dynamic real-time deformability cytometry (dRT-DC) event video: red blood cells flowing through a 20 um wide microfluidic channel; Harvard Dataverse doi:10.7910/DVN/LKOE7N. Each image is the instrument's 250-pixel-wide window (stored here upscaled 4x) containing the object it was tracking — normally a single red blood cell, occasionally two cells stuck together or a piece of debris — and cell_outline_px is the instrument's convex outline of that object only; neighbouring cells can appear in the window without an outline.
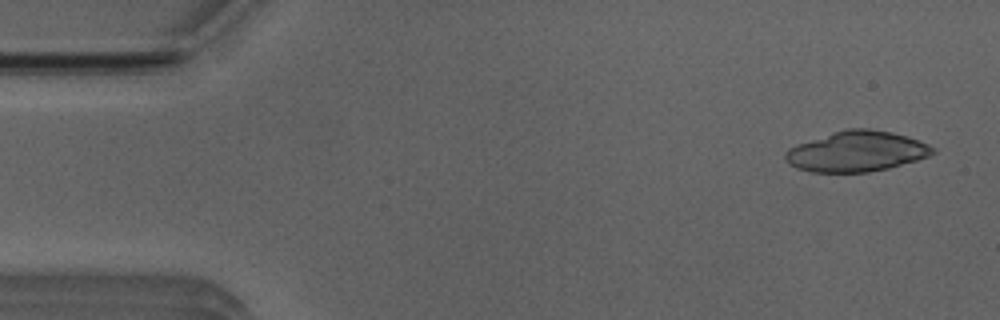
{"species": "Egyptian fruit bat (a non-hibernating species)", "species_latin": "Rousettus aegyptiacus", "temperature_condition": "room temperature", "stored_images_in_passage": 50, "camera_frame_rate_fps": 3000, "um_per_image_px": 0.085, "animal": {"sex": "male"}, "frame": {"image": 1, "passage_image": 2, "time_ms": 0.333, "image_size_px": [1000, 320], "cell_outline_px": [[936, 152], [928, 156], [916, 160], [888, 168], [868, 172], [812, 172], [796, 168], [788, 164], [784, 160], [784, 152], [788, 148], [832, 132], [848, 128], [868, 128], [892, 132], [908, 136], [928, 144], [936, 148]], "centroid_in_image_um": [72.8, 12.87], "position_along_channel_um": 12.2, "area_um2": 34.8}}
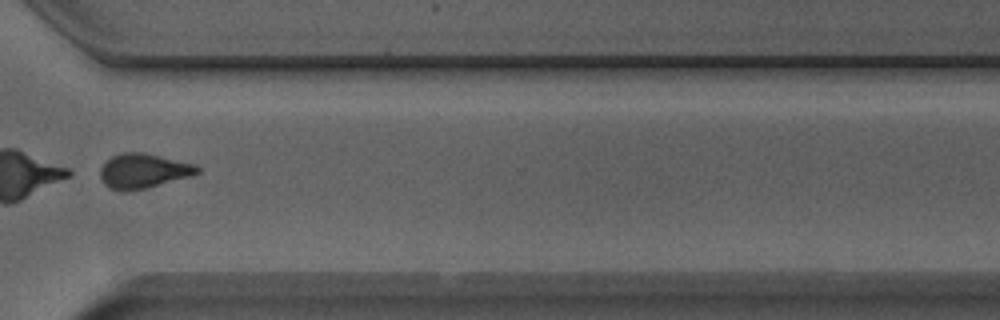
{"frame": {"image": 2, "passage_image": 37, "time_ms": 12.0, "image_size_px": [1000, 320], "cell_outline_px": [[200, 172], [188, 176], [144, 188], [128, 192], [120, 192], [104, 184], [100, 176], [100, 168], [112, 156], [120, 152], [144, 152], [196, 164], [200, 168]], "centroid_in_image_um": [12.15, 14.52], "position_along_channel_um": 358.4, "area_um2": 19.48}}